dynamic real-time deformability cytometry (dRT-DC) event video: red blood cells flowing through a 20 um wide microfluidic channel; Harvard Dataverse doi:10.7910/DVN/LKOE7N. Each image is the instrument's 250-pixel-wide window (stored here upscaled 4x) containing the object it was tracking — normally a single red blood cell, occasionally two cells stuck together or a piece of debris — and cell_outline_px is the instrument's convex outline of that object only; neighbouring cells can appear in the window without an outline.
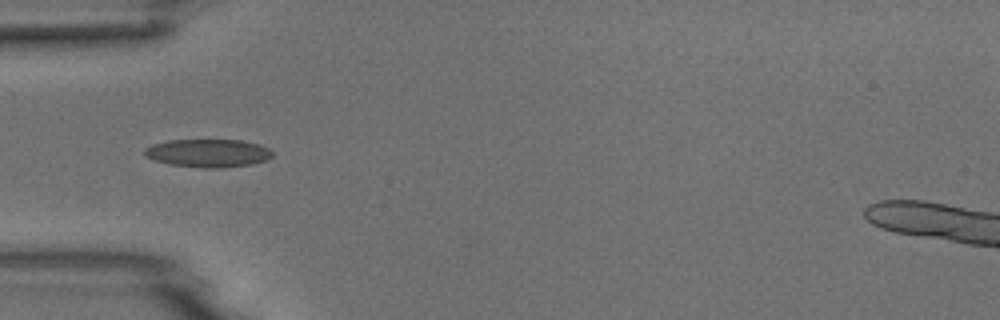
{"species": "common noctule bat (a hibernating species)", "species_latin": "Nyctalus noctula", "temperature_condition": "room temperature", "stored_images_in_passage": 5, "camera_frame_rate_fps": 3000, "um_per_image_px": 0.085, "animal": {"sex": "male", "body_mass_g": 18.8}, "frame": {"image": 1, "passage_image": 3, "time_ms": 2.333, "image_size_px": [1000, 320], "cell_outline_px": [[272, 156], [268, 160], [252, 164], [220, 168], [200, 168], [172, 164], [156, 160], [144, 156], [144, 148], [152, 144], [168, 140], [240, 140], [260, 144], [268, 148], [272, 152]], "centroid_in_image_um": [17.7, 13.01], "position_along_channel_um": 67.3, "area_um2": 20.98}}